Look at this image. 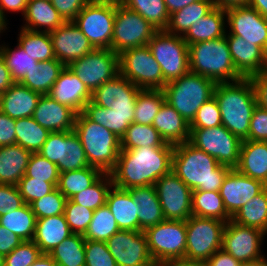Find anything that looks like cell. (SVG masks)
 <instances>
[{"label":"cell","instance_id":"obj_1","mask_svg":"<svg viewBox=\"0 0 267 266\" xmlns=\"http://www.w3.org/2000/svg\"><path fill=\"white\" fill-rule=\"evenodd\" d=\"M174 145L121 149L115 167L109 173L114 186L121 189L155 185L172 170Z\"/></svg>","mask_w":267,"mask_h":266},{"label":"cell","instance_id":"obj_2","mask_svg":"<svg viewBox=\"0 0 267 266\" xmlns=\"http://www.w3.org/2000/svg\"><path fill=\"white\" fill-rule=\"evenodd\" d=\"M230 169L189 141L174 145L172 171L192 191L219 192Z\"/></svg>","mask_w":267,"mask_h":266},{"label":"cell","instance_id":"obj_3","mask_svg":"<svg viewBox=\"0 0 267 266\" xmlns=\"http://www.w3.org/2000/svg\"><path fill=\"white\" fill-rule=\"evenodd\" d=\"M214 97L220 108L222 125L242 141L246 140L252 114L257 106L250 78L217 83Z\"/></svg>","mask_w":267,"mask_h":266},{"label":"cell","instance_id":"obj_4","mask_svg":"<svg viewBox=\"0 0 267 266\" xmlns=\"http://www.w3.org/2000/svg\"><path fill=\"white\" fill-rule=\"evenodd\" d=\"M189 70L216 83L235 82L243 77L236 71L226 36L188 45Z\"/></svg>","mask_w":267,"mask_h":266},{"label":"cell","instance_id":"obj_5","mask_svg":"<svg viewBox=\"0 0 267 266\" xmlns=\"http://www.w3.org/2000/svg\"><path fill=\"white\" fill-rule=\"evenodd\" d=\"M74 132L80 138L89 166L110 173L121 151V139L82 112L76 116Z\"/></svg>","mask_w":267,"mask_h":266},{"label":"cell","instance_id":"obj_6","mask_svg":"<svg viewBox=\"0 0 267 266\" xmlns=\"http://www.w3.org/2000/svg\"><path fill=\"white\" fill-rule=\"evenodd\" d=\"M216 84L212 79L189 71L167 83L162 90L165 101L191 123L198 109L214 96Z\"/></svg>","mask_w":267,"mask_h":266},{"label":"cell","instance_id":"obj_7","mask_svg":"<svg viewBox=\"0 0 267 266\" xmlns=\"http://www.w3.org/2000/svg\"><path fill=\"white\" fill-rule=\"evenodd\" d=\"M115 0H91L73 21L95 49H111Z\"/></svg>","mask_w":267,"mask_h":266},{"label":"cell","instance_id":"obj_8","mask_svg":"<svg viewBox=\"0 0 267 266\" xmlns=\"http://www.w3.org/2000/svg\"><path fill=\"white\" fill-rule=\"evenodd\" d=\"M147 46L161 67L163 88L167 83L179 79L190 71L189 48L182 36L159 30L152 36Z\"/></svg>","mask_w":267,"mask_h":266},{"label":"cell","instance_id":"obj_9","mask_svg":"<svg viewBox=\"0 0 267 266\" xmlns=\"http://www.w3.org/2000/svg\"><path fill=\"white\" fill-rule=\"evenodd\" d=\"M148 249L156 265L185 259L186 221L164 220L145 231Z\"/></svg>","mask_w":267,"mask_h":266},{"label":"cell","instance_id":"obj_10","mask_svg":"<svg viewBox=\"0 0 267 266\" xmlns=\"http://www.w3.org/2000/svg\"><path fill=\"white\" fill-rule=\"evenodd\" d=\"M142 15L116 1L111 50L116 54L131 48L147 46L157 32Z\"/></svg>","mask_w":267,"mask_h":266},{"label":"cell","instance_id":"obj_11","mask_svg":"<svg viewBox=\"0 0 267 266\" xmlns=\"http://www.w3.org/2000/svg\"><path fill=\"white\" fill-rule=\"evenodd\" d=\"M226 222L215 218L192 215L186 220L185 259L207 261L222 248Z\"/></svg>","mask_w":267,"mask_h":266},{"label":"cell","instance_id":"obj_12","mask_svg":"<svg viewBox=\"0 0 267 266\" xmlns=\"http://www.w3.org/2000/svg\"><path fill=\"white\" fill-rule=\"evenodd\" d=\"M189 142L214 157L220 165L236 168L242 140L223 125L212 128L190 129Z\"/></svg>","mask_w":267,"mask_h":266},{"label":"cell","instance_id":"obj_13","mask_svg":"<svg viewBox=\"0 0 267 266\" xmlns=\"http://www.w3.org/2000/svg\"><path fill=\"white\" fill-rule=\"evenodd\" d=\"M119 73L140 89H163V74L148 46L119 54Z\"/></svg>","mask_w":267,"mask_h":266},{"label":"cell","instance_id":"obj_14","mask_svg":"<svg viewBox=\"0 0 267 266\" xmlns=\"http://www.w3.org/2000/svg\"><path fill=\"white\" fill-rule=\"evenodd\" d=\"M68 67L92 93L119 74V55L111 49L94 48Z\"/></svg>","mask_w":267,"mask_h":266},{"label":"cell","instance_id":"obj_15","mask_svg":"<svg viewBox=\"0 0 267 266\" xmlns=\"http://www.w3.org/2000/svg\"><path fill=\"white\" fill-rule=\"evenodd\" d=\"M38 153L56 164L60 173L89 167L83 145L74 131L51 132Z\"/></svg>","mask_w":267,"mask_h":266},{"label":"cell","instance_id":"obj_16","mask_svg":"<svg viewBox=\"0 0 267 266\" xmlns=\"http://www.w3.org/2000/svg\"><path fill=\"white\" fill-rule=\"evenodd\" d=\"M154 186L165 220L186 221L192 216V190L172 170Z\"/></svg>","mask_w":267,"mask_h":266},{"label":"cell","instance_id":"obj_17","mask_svg":"<svg viewBox=\"0 0 267 266\" xmlns=\"http://www.w3.org/2000/svg\"><path fill=\"white\" fill-rule=\"evenodd\" d=\"M265 236L266 233L258 228L230 220L223 230L222 249L243 265L255 262L264 258L260 247Z\"/></svg>","mask_w":267,"mask_h":266},{"label":"cell","instance_id":"obj_18","mask_svg":"<svg viewBox=\"0 0 267 266\" xmlns=\"http://www.w3.org/2000/svg\"><path fill=\"white\" fill-rule=\"evenodd\" d=\"M106 245L117 266H156L143 231L119 230Z\"/></svg>","mask_w":267,"mask_h":266},{"label":"cell","instance_id":"obj_19","mask_svg":"<svg viewBox=\"0 0 267 266\" xmlns=\"http://www.w3.org/2000/svg\"><path fill=\"white\" fill-rule=\"evenodd\" d=\"M225 11L226 21L230 26L228 35L242 37L267 54V18L250 6L234 7Z\"/></svg>","mask_w":267,"mask_h":266},{"label":"cell","instance_id":"obj_20","mask_svg":"<svg viewBox=\"0 0 267 266\" xmlns=\"http://www.w3.org/2000/svg\"><path fill=\"white\" fill-rule=\"evenodd\" d=\"M266 186L260 180L245 176L236 168L230 169L219 191L228 215L232 218L242 206Z\"/></svg>","mask_w":267,"mask_h":266},{"label":"cell","instance_id":"obj_21","mask_svg":"<svg viewBox=\"0 0 267 266\" xmlns=\"http://www.w3.org/2000/svg\"><path fill=\"white\" fill-rule=\"evenodd\" d=\"M50 37L55 58L65 66L94 49L73 21L65 22L62 26L50 32Z\"/></svg>","mask_w":267,"mask_h":266},{"label":"cell","instance_id":"obj_22","mask_svg":"<svg viewBox=\"0 0 267 266\" xmlns=\"http://www.w3.org/2000/svg\"><path fill=\"white\" fill-rule=\"evenodd\" d=\"M226 39L236 71L243 78H250L267 70V54L259 46L227 33Z\"/></svg>","mask_w":267,"mask_h":266},{"label":"cell","instance_id":"obj_23","mask_svg":"<svg viewBox=\"0 0 267 266\" xmlns=\"http://www.w3.org/2000/svg\"><path fill=\"white\" fill-rule=\"evenodd\" d=\"M77 113L49 94L41 95L32 117L50 132L74 131Z\"/></svg>","mask_w":267,"mask_h":266},{"label":"cell","instance_id":"obj_24","mask_svg":"<svg viewBox=\"0 0 267 266\" xmlns=\"http://www.w3.org/2000/svg\"><path fill=\"white\" fill-rule=\"evenodd\" d=\"M49 95L60 104L73 109L77 114L81 113L91 100V92L68 66H65L59 74Z\"/></svg>","mask_w":267,"mask_h":266},{"label":"cell","instance_id":"obj_25","mask_svg":"<svg viewBox=\"0 0 267 266\" xmlns=\"http://www.w3.org/2000/svg\"><path fill=\"white\" fill-rule=\"evenodd\" d=\"M41 94L14 82L0 95V111L13 119L32 117Z\"/></svg>","mask_w":267,"mask_h":266},{"label":"cell","instance_id":"obj_26","mask_svg":"<svg viewBox=\"0 0 267 266\" xmlns=\"http://www.w3.org/2000/svg\"><path fill=\"white\" fill-rule=\"evenodd\" d=\"M152 126L166 143L177 145L190 139V123L166 101L160 107Z\"/></svg>","mask_w":267,"mask_h":266},{"label":"cell","instance_id":"obj_27","mask_svg":"<svg viewBox=\"0 0 267 266\" xmlns=\"http://www.w3.org/2000/svg\"><path fill=\"white\" fill-rule=\"evenodd\" d=\"M236 169L267 185V142L243 140Z\"/></svg>","mask_w":267,"mask_h":266},{"label":"cell","instance_id":"obj_28","mask_svg":"<svg viewBox=\"0 0 267 266\" xmlns=\"http://www.w3.org/2000/svg\"><path fill=\"white\" fill-rule=\"evenodd\" d=\"M73 234L64 214L37 219L33 241L42 254H49Z\"/></svg>","mask_w":267,"mask_h":266},{"label":"cell","instance_id":"obj_29","mask_svg":"<svg viewBox=\"0 0 267 266\" xmlns=\"http://www.w3.org/2000/svg\"><path fill=\"white\" fill-rule=\"evenodd\" d=\"M128 190L132 194L133 202L137 204L139 231L144 232L147 228L165 220L154 185L132 187Z\"/></svg>","mask_w":267,"mask_h":266},{"label":"cell","instance_id":"obj_30","mask_svg":"<svg viewBox=\"0 0 267 266\" xmlns=\"http://www.w3.org/2000/svg\"><path fill=\"white\" fill-rule=\"evenodd\" d=\"M106 205L120 230L139 231L137 204L133 202L132 194L128 189L113 185L107 195Z\"/></svg>","mask_w":267,"mask_h":266},{"label":"cell","instance_id":"obj_31","mask_svg":"<svg viewBox=\"0 0 267 266\" xmlns=\"http://www.w3.org/2000/svg\"><path fill=\"white\" fill-rule=\"evenodd\" d=\"M23 18L22 28L37 32L50 33L65 23L51 1L28 0Z\"/></svg>","mask_w":267,"mask_h":266},{"label":"cell","instance_id":"obj_32","mask_svg":"<svg viewBox=\"0 0 267 266\" xmlns=\"http://www.w3.org/2000/svg\"><path fill=\"white\" fill-rule=\"evenodd\" d=\"M31 154L17 144L0 147V184L17 185L26 173Z\"/></svg>","mask_w":267,"mask_h":266},{"label":"cell","instance_id":"obj_33","mask_svg":"<svg viewBox=\"0 0 267 266\" xmlns=\"http://www.w3.org/2000/svg\"><path fill=\"white\" fill-rule=\"evenodd\" d=\"M225 20H227L226 11L215 7L206 16L192 24L182 37L188 45L221 38L226 36Z\"/></svg>","mask_w":267,"mask_h":266},{"label":"cell","instance_id":"obj_34","mask_svg":"<svg viewBox=\"0 0 267 266\" xmlns=\"http://www.w3.org/2000/svg\"><path fill=\"white\" fill-rule=\"evenodd\" d=\"M215 8L212 0H198L170 14L167 33L183 36L200 18L206 16Z\"/></svg>","mask_w":267,"mask_h":266},{"label":"cell","instance_id":"obj_35","mask_svg":"<svg viewBox=\"0 0 267 266\" xmlns=\"http://www.w3.org/2000/svg\"><path fill=\"white\" fill-rule=\"evenodd\" d=\"M64 67L65 65L56 58L41 61L38 68L27 73L19 83L41 95L49 94Z\"/></svg>","mask_w":267,"mask_h":266},{"label":"cell","instance_id":"obj_36","mask_svg":"<svg viewBox=\"0 0 267 266\" xmlns=\"http://www.w3.org/2000/svg\"><path fill=\"white\" fill-rule=\"evenodd\" d=\"M104 173L95 167L89 166L79 170L60 173L57 189L67 200L92 186Z\"/></svg>","mask_w":267,"mask_h":266},{"label":"cell","instance_id":"obj_37","mask_svg":"<svg viewBox=\"0 0 267 266\" xmlns=\"http://www.w3.org/2000/svg\"><path fill=\"white\" fill-rule=\"evenodd\" d=\"M232 221L262 230L267 234V186L231 218Z\"/></svg>","mask_w":267,"mask_h":266},{"label":"cell","instance_id":"obj_38","mask_svg":"<svg viewBox=\"0 0 267 266\" xmlns=\"http://www.w3.org/2000/svg\"><path fill=\"white\" fill-rule=\"evenodd\" d=\"M192 215L205 218H215L228 222V215L220 192L193 190L192 191Z\"/></svg>","mask_w":267,"mask_h":266},{"label":"cell","instance_id":"obj_39","mask_svg":"<svg viewBox=\"0 0 267 266\" xmlns=\"http://www.w3.org/2000/svg\"><path fill=\"white\" fill-rule=\"evenodd\" d=\"M16 144L31 153H38L51 133L33 117L15 119Z\"/></svg>","mask_w":267,"mask_h":266},{"label":"cell","instance_id":"obj_40","mask_svg":"<svg viewBox=\"0 0 267 266\" xmlns=\"http://www.w3.org/2000/svg\"><path fill=\"white\" fill-rule=\"evenodd\" d=\"M85 241L82 234H71L56 246L49 255L57 266H85Z\"/></svg>","mask_w":267,"mask_h":266},{"label":"cell","instance_id":"obj_41","mask_svg":"<svg viewBox=\"0 0 267 266\" xmlns=\"http://www.w3.org/2000/svg\"><path fill=\"white\" fill-rule=\"evenodd\" d=\"M37 218L28 204L16 209L12 213L0 216V225L16 234L23 241L34 237Z\"/></svg>","mask_w":267,"mask_h":266},{"label":"cell","instance_id":"obj_42","mask_svg":"<svg viewBox=\"0 0 267 266\" xmlns=\"http://www.w3.org/2000/svg\"><path fill=\"white\" fill-rule=\"evenodd\" d=\"M18 44L38 62L55 59L50 33L21 28Z\"/></svg>","mask_w":267,"mask_h":266},{"label":"cell","instance_id":"obj_43","mask_svg":"<svg viewBox=\"0 0 267 266\" xmlns=\"http://www.w3.org/2000/svg\"><path fill=\"white\" fill-rule=\"evenodd\" d=\"M165 102L161 89H141L137 95L133 122L152 125L160 107Z\"/></svg>","mask_w":267,"mask_h":266},{"label":"cell","instance_id":"obj_44","mask_svg":"<svg viewBox=\"0 0 267 266\" xmlns=\"http://www.w3.org/2000/svg\"><path fill=\"white\" fill-rule=\"evenodd\" d=\"M82 113L91 121L112 131L118 138H122L129 127V116H119L111 108L107 109L89 101Z\"/></svg>","mask_w":267,"mask_h":266},{"label":"cell","instance_id":"obj_45","mask_svg":"<svg viewBox=\"0 0 267 266\" xmlns=\"http://www.w3.org/2000/svg\"><path fill=\"white\" fill-rule=\"evenodd\" d=\"M126 7L142 15L156 30H165L170 14L164 0H120Z\"/></svg>","mask_w":267,"mask_h":266},{"label":"cell","instance_id":"obj_46","mask_svg":"<svg viewBox=\"0 0 267 266\" xmlns=\"http://www.w3.org/2000/svg\"><path fill=\"white\" fill-rule=\"evenodd\" d=\"M0 55L5 61L14 82H20L27 73L38 68L39 62L25 53L19 44L13 50L8 45H0Z\"/></svg>","mask_w":267,"mask_h":266},{"label":"cell","instance_id":"obj_47","mask_svg":"<svg viewBox=\"0 0 267 266\" xmlns=\"http://www.w3.org/2000/svg\"><path fill=\"white\" fill-rule=\"evenodd\" d=\"M165 141L152 125H142L132 122L121 138V149L139 147H161Z\"/></svg>","mask_w":267,"mask_h":266},{"label":"cell","instance_id":"obj_48","mask_svg":"<svg viewBox=\"0 0 267 266\" xmlns=\"http://www.w3.org/2000/svg\"><path fill=\"white\" fill-rule=\"evenodd\" d=\"M119 230L114 216L105 204L94 211L92 220L83 236L85 239L106 242Z\"/></svg>","mask_w":267,"mask_h":266},{"label":"cell","instance_id":"obj_49","mask_svg":"<svg viewBox=\"0 0 267 266\" xmlns=\"http://www.w3.org/2000/svg\"><path fill=\"white\" fill-rule=\"evenodd\" d=\"M113 186L109 173H104L92 186L86 188L71 198L74 203L82 205L93 211L104 206L107 195Z\"/></svg>","mask_w":267,"mask_h":266},{"label":"cell","instance_id":"obj_50","mask_svg":"<svg viewBox=\"0 0 267 266\" xmlns=\"http://www.w3.org/2000/svg\"><path fill=\"white\" fill-rule=\"evenodd\" d=\"M140 90L119 73V95L110 108L119 116H129V124L134 119L135 102Z\"/></svg>","mask_w":267,"mask_h":266},{"label":"cell","instance_id":"obj_51","mask_svg":"<svg viewBox=\"0 0 267 266\" xmlns=\"http://www.w3.org/2000/svg\"><path fill=\"white\" fill-rule=\"evenodd\" d=\"M25 176L52 183L57 187L60 172L58 166L39 153H32Z\"/></svg>","mask_w":267,"mask_h":266},{"label":"cell","instance_id":"obj_52","mask_svg":"<svg viewBox=\"0 0 267 266\" xmlns=\"http://www.w3.org/2000/svg\"><path fill=\"white\" fill-rule=\"evenodd\" d=\"M67 198L55 188L43 198L30 204L37 219L64 214Z\"/></svg>","mask_w":267,"mask_h":266},{"label":"cell","instance_id":"obj_53","mask_svg":"<svg viewBox=\"0 0 267 266\" xmlns=\"http://www.w3.org/2000/svg\"><path fill=\"white\" fill-rule=\"evenodd\" d=\"M93 213V210L74 203L71 199L66 201L64 215L71 232L74 234H85Z\"/></svg>","mask_w":267,"mask_h":266},{"label":"cell","instance_id":"obj_54","mask_svg":"<svg viewBox=\"0 0 267 266\" xmlns=\"http://www.w3.org/2000/svg\"><path fill=\"white\" fill-rule=\"evenodd\" d=\"M41 254L39 247L33 240L23 241L5 255L4 266H30Z\"/></svg>","mask_w":267,"mask_h":266},{"label":"cell","instance_id":"obj_55","mask_svg":"<svg viewBox=\"0 0 267 266\" xmlns=\"http://www.w3.org/2000/svg\"><path fill=\"white\" fill-rule=\"evenodd\" d=\"M16 186L18 187L24 203L28 205L35 200L43 198L56 188L52 183L33 179L32 177H27L25 175L20 179Z\"/></svg>","mask_w":267,"mask_h":266},{"label":"cell","instance_id":"obj_56","mask_svg":"<svg viewBox=\"0 0 267 266\" xmlns=\"http://www.w3.org/2000/svg\"><path fill=\"white\" fill-rule=\"evenodd\" d=\"M220 125H222L220 108L213 96L198 109L196 116L190 123V129L212 128Z\"/></svg>","mask_w":267,"mask_h":266},{"label":"cell","instance_id":"obj_57","mask_svg":"<svg viewBox=\"0 0 267 266\" xmlns=\"http://www.w3.org/2000/svg\"><path fill=\"white\" fill-rule=\"evenodd\" d=\"M85 259V266H117L104 241L86 239Z\"/></svg>","mask_w":267,"mask_h":266},{"label":"cell","instance_id":"obj_58","mask_svg":"<svg viewBox=\"0 0 267 266\" xmlns=\"http://www.w3.org/2000/svg\"><path fill=\"white\" fill-rule=\"evenodd\" d=\"M119 95V74L91 93V102L109 109Z\"/></svg>","mask_w":267,"mask_h":266},{"label":"cell","instance_id":"obj_59","mask_svg":"<svg viewBox=\"0 0 267 266\" xmlns=\"http://www.w3.org/2000/svg\"><path fill=\"white\" fill-rule=\"evenodd\" d=\"M24 204L16 185L0 184V216L12 213Z\"/></svg>","mask_w":267,"mask_h":266},{"label":"cell","instance_id":"obj_60","mask_svg":"<svg viewBox=\"0 0 267 266\" xmlns=\"http://www.w3.org/2000/svg\"><path fill=\"white\" fill-rule=\"evenodd\" d=\"M246 140L267 142V110L256 106L250 121Z\"/></svg>","mask_w":267,"mask_h":266},{"label":"cell","instance_id":"obj_61","mask_svg":"<svg viewBox=\"0 0 267 266\" xmlns=\"http://www.w3.org/2000/svg\"><path fill=\"white\" fill-rule=\"evenodd\" d=\"M91 0H51L53 7L65 22L74 21L79 12Z\"/></svg>","mask_w":267,"mask_h":266},{"label":"cell","instance_id":"obj_62","mask_svg":"<svg viewBox=\"0 0 267 266\" xmlns=\"http://www.w3.org/2000/svg\"><path fill=\"white\" fill-rule=\"evenodd\" d=\"M15 119L0 111V147L16 144Z\"/></svg>","mask_w":267,"mask_h":266},{"label":"cell","instance_id":"obj_63","mask_svg":"<svg viewBox=\"0 0 267 266\" xmlns=\"http://www.w3.org/2000/svg\"><path fill=\"white\" fill-rule=\"evenodd\" d=\"M256 98V105L267 110V70L250 77Z\"/></svg>","mask_w":267,"mask_h":266},{"label":"cell","instance_id":"obj_64","mask_svg":"<svg viewBox=\"0 0 267 266\" xmlns=\"http://www.w3.org/2000/svg\"><path fill=\"white\" fill-rule=\"evenodd\" d=\"M23 240L16 234L0 225V253L4 256L9 254L15 247L19 246Z\"/></svg>","mask_w":267,"mask_h":266},{"label":"cell","instance_id":"obj_65","mask_svg":"<svg viewBox=\"0 0 267 266\" xmlns=\"http://www.w3.org/2000/svg\"><path fill=\"white\" fill-rule=\"evenodd\" d=\"M206 263L208 266H243L242 263L222 248L212 254Z\"/></svg>","mask_w":267,"mask_h":266},{"label":"cell","instance_id":"obj_66","mask_svg":"<svg viewBox=\"0 0 267 266\" xmlns=\"http://www.w3.org/2000/svg\"><path fill=\"white\" fill-rule=\"evenodd\" d=\"M28 0H0V14L6 20L5 11L21 12L23 15L26 10Z\"/></svg>","mask_w":267,"mask_h":266},{"label":"cell","instance_id":"obj_67","mask_svg":"<svg viewBox=\"0 0 267 266\" xmlns=\"http://www.w3.org/2000/svg\"><path fill=\"white\" fill-rule=\"evenodd\" d=\"M13 83L10 71L0 55V95L7 91Z\"/></svg>","mask_w":267,"mask_h":266},{"label":"cell","instance_id":"obj_68","mask_svg":"<svg viewBox=\"0 0 267 266\" xmlns=\"http://www.w3.org/2000/svg\"><path fill=\"white\" fill-rule=\"evenodd\" d=\"M214 6L227 10L229 8L248 6L249 0H212Z\"/></svg>","mask_w":267,"mask_h":266},{"label":"cell","instance_id":"obj_69","mask_svg":"<svg viewBox=\"0 0 267 266\" xmlns=\"http://www.w3.org/2000/svg\"><path fill=\"white\" fill-rule=\"evenodd\" d=\"M196 1L198 0H164L169 14H172L173 12L178 11Z\"/></svg>","mask_w":267,"mask_h":266},{"label":"cell","instance_id":"obj_70","mask_svg":"<svg viewBox=\"0 0 267 266\" xmlns=\"http://www.w3.org/2000/svg\"><path fill=\"white\" fill-rule=\"evenodd\" d=\"M165 266H208L206 261H195L187 259L173 260L165 264Z\"/></svg>","mask_w":267,"mask_h":266},{"label":"cell","instance_id":"obj_71","mask_svg":"<svg viewBox=\"0 0 267 266\" xmlns=\"http://www.w3.org/2000/svg\"><path fill=\"white\" fill-rule=\"evenodd\" d=\"M248 6L256 9L263 17L267 18V0H249Z\"/></svg>","mask_w":267,"mask_h":266},{"label":"cell","instance_id":"obj_72","mask_svg":"<svg viewBox=\"0 0 267 266\" xmlns=\"http://www.w3.org/2000/svg\"><path fill=\"white\" fill-rule=\"evenodd\" d=\"M30 266H57V264L49 254H41Z\"/></svg>","mask_w":267,"mask_h":266},{"label":"cell","instance_id":"obj_73","mask_svg":"<svg viewBox=\"0 0 267 266\" xmlns=\"http://www.w3.org/2000/svg\"><path fill=\"white\" fill-rule=\"evenodd\" d=\"M243 266H267V259L264 257L261 260L244 264Z\"/></svg>","mask_w":267,"mask_h":266},{"label":"cell","instance_id":"obj_74","mask_svg":"<svg viewBox=\"0 0 267 266\" xmlns=\"http://www.w3.org/2000/svg\"><path fill=\"white\" fill-rule=\"evenodd\" d=\"M6 21L7 20H5L0 14V33H2L3 31H5L7 29L6 26L8 23Z\"/></svg>","mask_w":267,"mask_h":266},{"label":"cell","instance_id":"obj_75","mask_svg":"<svg viewBox=\"0 0 267 266\" xmlns=\"http://www.w3.org/2000/svg\"><path fill=\"white\" fill-rule=\"evenodd\" d=\"M4 258L5 256L0 253V266H4Z\"/></svg>","mask_w":267,"mask_h":266}]
</instances>
